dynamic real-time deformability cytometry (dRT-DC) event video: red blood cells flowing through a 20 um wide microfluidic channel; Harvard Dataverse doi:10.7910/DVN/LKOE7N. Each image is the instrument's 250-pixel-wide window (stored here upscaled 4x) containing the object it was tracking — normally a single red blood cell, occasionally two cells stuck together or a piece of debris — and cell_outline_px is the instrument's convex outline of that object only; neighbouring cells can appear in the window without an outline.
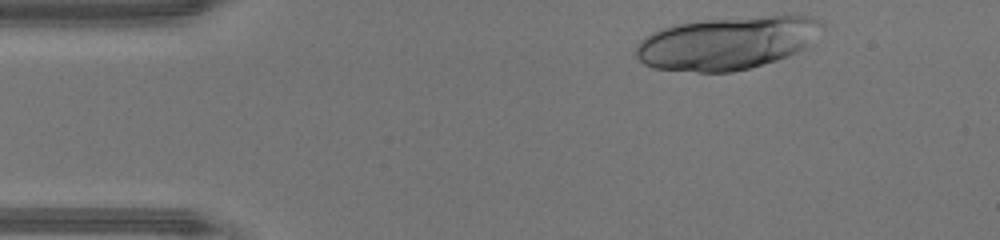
{"species": "human", "species_latin": "Homo sapiens", "temperature_condition": "warm", "stored_images_in_passage": 35, "segment_of_instrument_passage": [1, 2], "camera_frame_rate_fps": 3000, "um_per_image_px": 0.085, "donor": {"sex": "male"}, "frame": {"image": 1, "passage_image": 1, "time_ms": 0.0, "image_size_px": [1000, 240], "cell_outline_px": [[824, 24], [804, 48], [796, 52], [776, 60], [748, 68], [732, 72], [700, 72], [652, 68], [644, 64], [636, 56], [636, 44], [644, 36], [660, 28], [676, 24], [704, 20], [772, 16], [812, 16]], "centroid_in_image_um": [61.72, 3.66], "position_along_channel_um": 23.3, "area_um2": 56.76}}
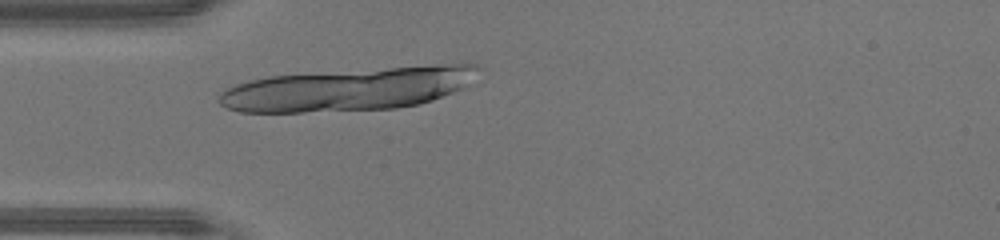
{"frame": {"image": 2, "passage_image": 8, "time_ms": 2.333, "image_size_px": [1000, 240], "cell_outline_px": [[484, 68], [460, 88], [452, 92], [432, 100], [420, 104], [396, 108], [304, 112], [240, 112], [228, 108], [220, 104], [216, 100], [220, 92], [224, 88], [248, 80], [268, 76], [432, 64], [476, 64]], "centroid_in_image_um": [29.57, 7.57], "position_along_channel_um": 55.4, "area_um2": 65.03}}